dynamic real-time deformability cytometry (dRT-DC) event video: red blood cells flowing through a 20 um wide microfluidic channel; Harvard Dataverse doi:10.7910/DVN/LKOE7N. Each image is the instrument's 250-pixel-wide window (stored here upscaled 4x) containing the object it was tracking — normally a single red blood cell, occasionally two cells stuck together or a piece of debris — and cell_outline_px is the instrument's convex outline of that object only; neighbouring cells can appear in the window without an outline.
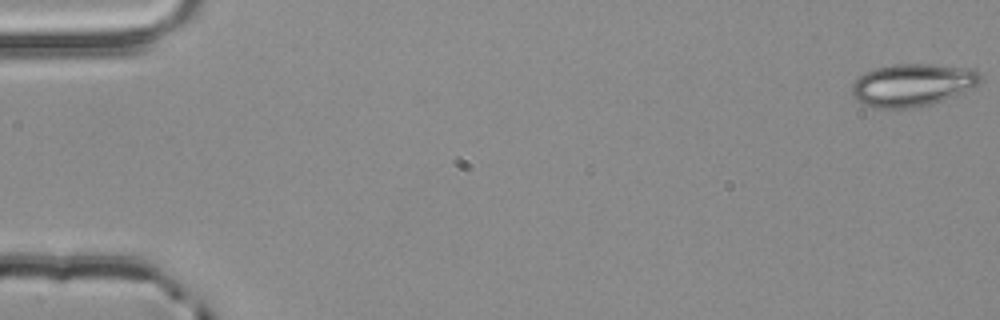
{"species": "common noctule bat (a hibernating species)", "species_latin": "Nyctalus noctula", "temperature_condition": "room temperature", "stored_images_in_passage": 54, "camera_frame_rate_fps": 3000, "um_per_image_px": 0.085, "animal": {"sex": "male", "body_mass_g": 20.4}, "frame": {"image": 1, "passage_image": 1, "time_ms": 0.0, "image_size_px": [1000, 320], "cell_outline_px": [[984, 80], [980, 84], [952, 96], [928, 104], [912, 108], [876, 108], [864, 104], [856, 100], [852, 96], [852, 84], [856, 76], [864, 72], [876, 68], [892, 64], [932, 64], [972, 68], [980, 72]], "centroid_in_image_um": [77.54, 7.2], "position_along_channel_um": 7.5, "area_um2": 32.08}}
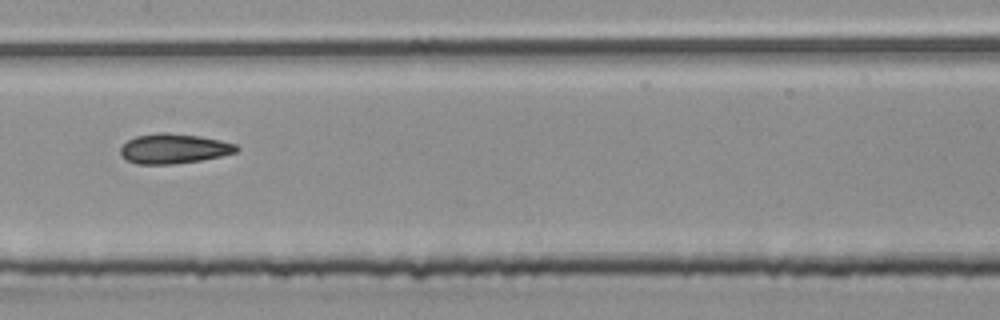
{"frame": {"image": 2, "passage_image": 28, "time_ms": 9.0, "image_size_px": [1000, 320], "cell_outline_px": [[240, 148], [236, 152], [220, 156], [200, 160], [172, 164], [136, 164], [120, 156], [120, 148], [128, 140], [136, 136], [160, 132], [168, 132], [200, 136], [220, 140], [236, 144]], "centroid_in_image_um": [14.76, 12.63], "position_along_channel_um": 192.6, "area_um2": 20.17}}
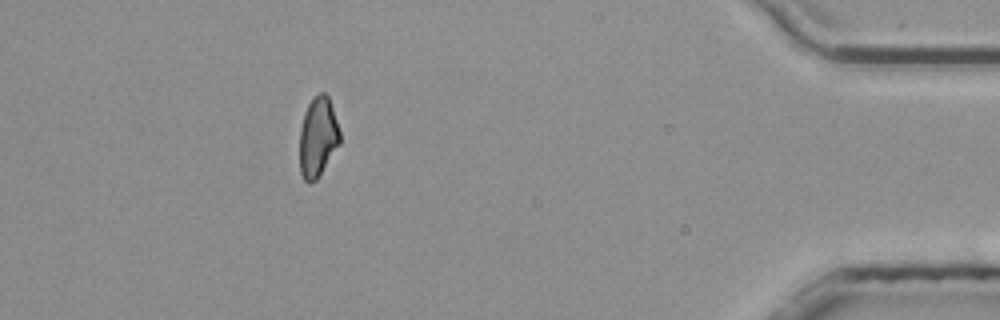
{"frame": {"image": 3, "passage_image": 49, "time_ms": 16.0, "image_size_px": [1000, 320], "cell_outline_px": [[340, 144], [316, 180], [308, 184], [304, 180], [300, 172], [300, 128], [304, 112], [308, 104], [320, 92], [324, 92], [328, 96], [340, 132]], "centroid_in_image_um": [27.01, 11.68], "position_along_channel_um": 408.2, "area_um2": 18.61}, "authors_computed_cell_mechanics": {"area_um2": 20.1722, "velocity_mm_per_s": 3.8822, "shape_relaxation_time_tau1_ms": null, "shape_relaxation_time_tau2_ms": 3.0333, "deformation_change_tau1": null, "deformation_change_tau2": 0.1001}}